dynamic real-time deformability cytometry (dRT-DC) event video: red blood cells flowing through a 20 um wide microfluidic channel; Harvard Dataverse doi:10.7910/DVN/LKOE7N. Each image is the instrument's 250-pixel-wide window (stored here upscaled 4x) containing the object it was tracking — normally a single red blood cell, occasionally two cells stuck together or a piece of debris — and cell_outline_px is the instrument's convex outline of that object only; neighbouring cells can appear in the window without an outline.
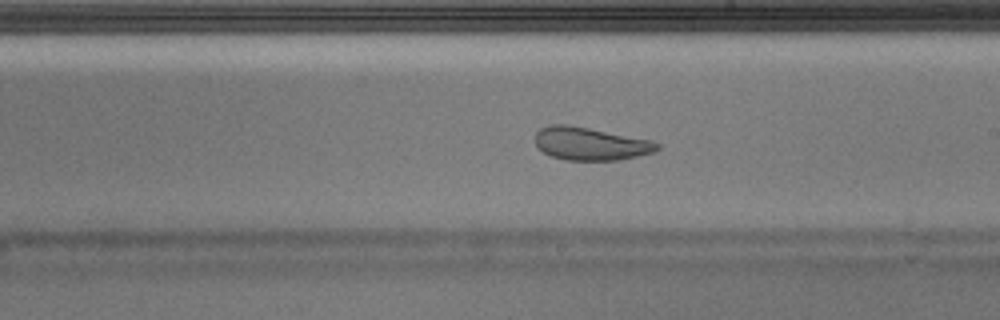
{"species": "Egyptian fruit bat (a non-hibernating species)", "species_latin": "Rousettus aegyptiacus", "temperature_condition": "warm", "stored_images_in_passage": 42, "camera_frame_rate_fps": 3000, "um_per_image_px": 0.085, "animal": {"sex": "male"}, "frame": {"image": 1, "passage_image": 24, "time_ms": 7.667, "image_size_px": [1000, 320], "cell_outline_px": [[660, 148], [656, 152], [620, 160], [568, 160], [552, 156], [544, 152], [536, 144], [536, 132], [540, 128], [548, 124], [568, 124], [652, 140], [660, 144]], "centroid_in_image_um": [50.22, 12.21], "position_along_channel_um": 238.8, "area_um2": 23.47}}